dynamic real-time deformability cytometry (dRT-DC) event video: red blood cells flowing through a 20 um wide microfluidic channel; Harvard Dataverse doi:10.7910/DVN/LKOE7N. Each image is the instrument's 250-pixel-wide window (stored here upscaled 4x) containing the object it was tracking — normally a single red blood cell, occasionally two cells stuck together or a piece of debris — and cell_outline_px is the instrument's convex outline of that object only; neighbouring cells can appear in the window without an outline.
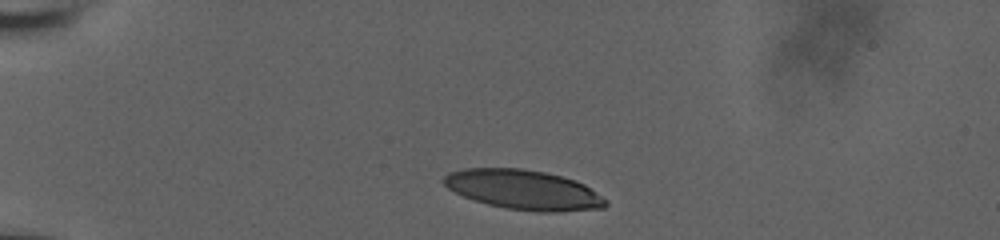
{"species": "human", "species_latin": "Homo sapiens", "temperature_condition": "room temperature", "stored_images_in_passage": 35, "camera_frame_rate_fps": 3000, "um_per_image_px": 0.085, "donor": {"sex": "male"}, "frame": {"image": 1, "passage_image": 1, "time_ms": 0.0, "image_size_px": [1000, 240], "cell_outline_px": [[608, 204], [604, 208], [556, 212], [536, 212], [504, 208], [488, 204], [464, 196], [448, 188], [440, 180], [448, 172], [464, 168], [520, 168], [544, 172], [576, 180], [584, 184], [608, 200]], "centroid_in_image_um": [44.5, 16.13], "position_along_channel_um": 40.5, "area_um2": 37.51}}
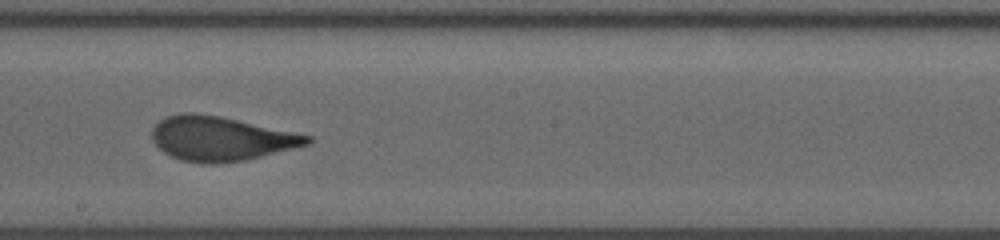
{"frame": {"image": 2, "passage_image": 20, "time_ms": 6.333, "image_size_px": [1000, 240], "cell_outline_px": [[312, 140], [308, 144], [248, 160], [216, 164], [208, 164], [180, 160], [164, 152], [152, 140], [152, 128], [160, 120], [168, 116], [184, 112], [196, 112], [220, 116], [312, 136]], "centroid_in_image_um": [18.75, 11.78], "position_along_channel_um": 229.5, "area_um2": 40.0}}
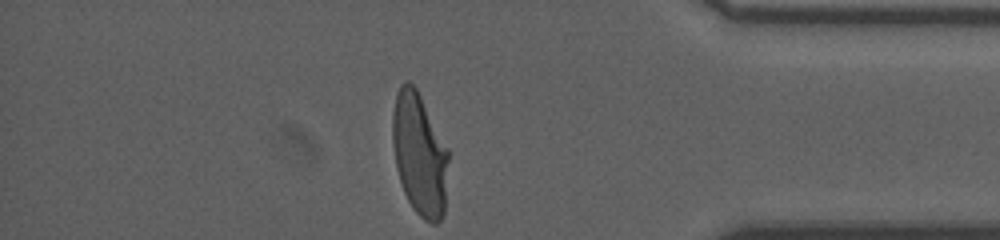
{"frame": {"image": 3, "passage_image": 35, "time_ms": 11.333, "image_size_px": [1000, 240], "cell_outline_px": [[448, 160], [444, 212], [440, 220], [436, 224], [432, 224], [424, 220], [412, 208], [404, 192], [396, 168], [392, 144], [392, 112], [396, 96], [400, 84], [404, 80], [408, 80], [416, 88], [448, 148]], "centroid_in_image_um": [35.64, 13.11], "position_along_channel_um": 399.6, "area_um2": 39.94}, "authors_computed_cell_mechanics": {"area_um2": 39.5352, "velocity_mm_per_s": 3.8641, "shape_relaxation_time_tau1_ms": 5.7479, "shape_relaxation_time_tau2_ms": 0.8636, "deformation_change_tau1": 0.2238, "deformation_change_tau2": 0.0769}}